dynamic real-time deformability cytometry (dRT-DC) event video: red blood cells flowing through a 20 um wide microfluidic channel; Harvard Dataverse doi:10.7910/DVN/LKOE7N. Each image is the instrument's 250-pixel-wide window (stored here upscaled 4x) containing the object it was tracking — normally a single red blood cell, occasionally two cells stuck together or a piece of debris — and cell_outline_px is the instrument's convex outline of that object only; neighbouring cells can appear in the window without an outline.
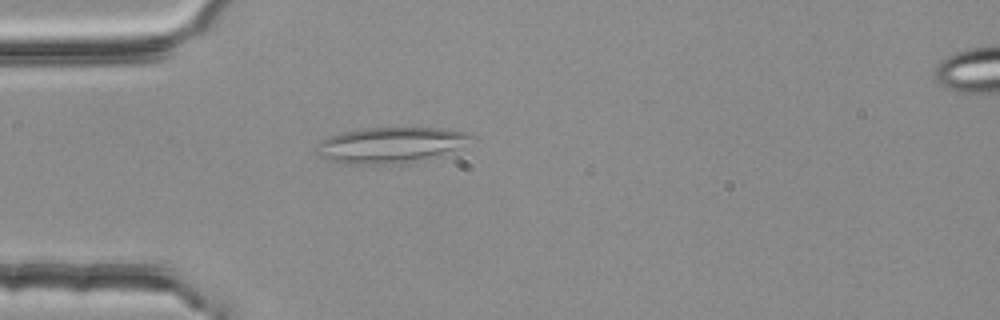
{"species": "common noctule bat (a hibernating species)", "species_latin": "Nyctalus noctula", "temperature_condition": "room temperature", "stored_images_in_passage": 4, "camera_frame_rate_fps": 3000, "um_per_image_px": 0.085, "animal": {"sex": "female", "body_mass_g": 25.1}, "frame": {"image": 1, "passage_image": 4, "time_ms": 1.0, "image_size_px": [1000, 320], "cell_outline_px": [[476, 136], [460, 148], [428, 156], [392, 164], [352, 164], [328, 160], [320, 156], [316, 152], [316, 144], [320, 140], [328, 136], [340, 132], [360, 128], [444, 128], [472, 132]], "centroid_in_image_um": [33.14, 12.29], "position_along_channel_um": 51.9, "area_um2": 31.91}}